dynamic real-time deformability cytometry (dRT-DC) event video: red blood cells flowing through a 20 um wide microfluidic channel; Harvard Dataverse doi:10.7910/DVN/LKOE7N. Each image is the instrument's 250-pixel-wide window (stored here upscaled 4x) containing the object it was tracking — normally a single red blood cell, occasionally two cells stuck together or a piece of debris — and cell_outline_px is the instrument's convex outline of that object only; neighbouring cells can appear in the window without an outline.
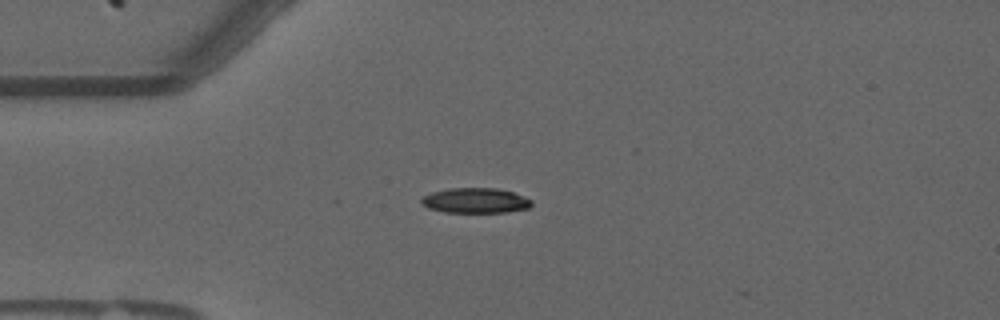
{"species": "common noctule bat (a hibernating species)", "species_latin": "Nyctalus noctula", "temperature_condition": "warm", "stored_images_in_passage": 6, "camera_frame_rate_fps": 3000, "um_per_image_px": 0.085, "animal": {"sex": "male", "forearm_length_mm": 52.5}, "frame": {"image": 1, "passage_image": 4, "time_ms": 1.0, "image_size_px": [1000, 320], "cell_outline_px": [[532, 204], [528, 208], [508, 212], [444, 212], [428, 208], [420, 204], [420, 200], [424, 196], [432, 192], [448, 188], [496, 188], [512, 192], [524, 196], [532, 200]], "centroid_in_image_um": [40.39, 17.04], "position_along_channel_um": 44.6, "area_um2": 16.18}}